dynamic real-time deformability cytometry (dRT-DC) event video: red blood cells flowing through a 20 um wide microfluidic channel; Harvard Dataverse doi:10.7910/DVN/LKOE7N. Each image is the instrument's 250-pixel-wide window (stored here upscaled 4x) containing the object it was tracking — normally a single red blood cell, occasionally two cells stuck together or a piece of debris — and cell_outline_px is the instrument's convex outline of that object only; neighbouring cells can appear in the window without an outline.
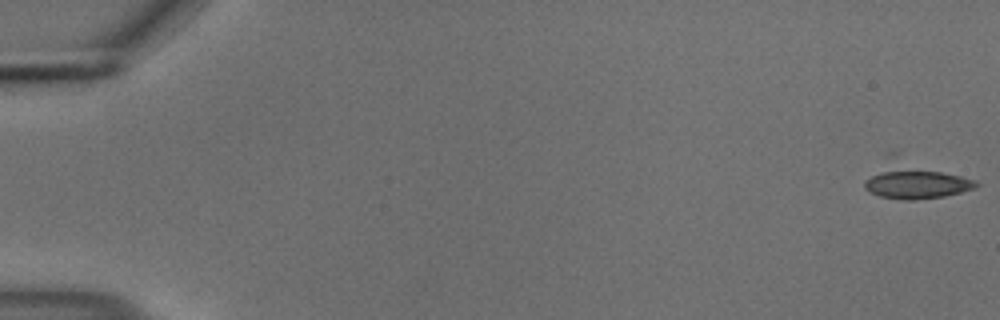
{"species": "common noctule bat (a hibernating species)", "species_latin": "Nyctalus noctula", "temperature_condition": "cold", "stored_images_in_passage": 14, "camera_frame_rate_fps": 3000, "um_per_image_px": 0.085, "animal": {"sex": "male", "body_mass_g": 18.8}, "frame": {"image": 1, "passage_image": 1, "time_ms": 0.0, "image_size_px": [1000, 320], "cell_outline_px": [[980, 184], [976, 188], [944, 196], [912, 200], [904, 200], [880, 196], [864, 188], [864, 180], [888, 152], [896, 152], [976, 180]], "centroid_in_image_um": [77.71, 15.24], "position_along_channel_um": 7.3, "area_um2": 24.85}}